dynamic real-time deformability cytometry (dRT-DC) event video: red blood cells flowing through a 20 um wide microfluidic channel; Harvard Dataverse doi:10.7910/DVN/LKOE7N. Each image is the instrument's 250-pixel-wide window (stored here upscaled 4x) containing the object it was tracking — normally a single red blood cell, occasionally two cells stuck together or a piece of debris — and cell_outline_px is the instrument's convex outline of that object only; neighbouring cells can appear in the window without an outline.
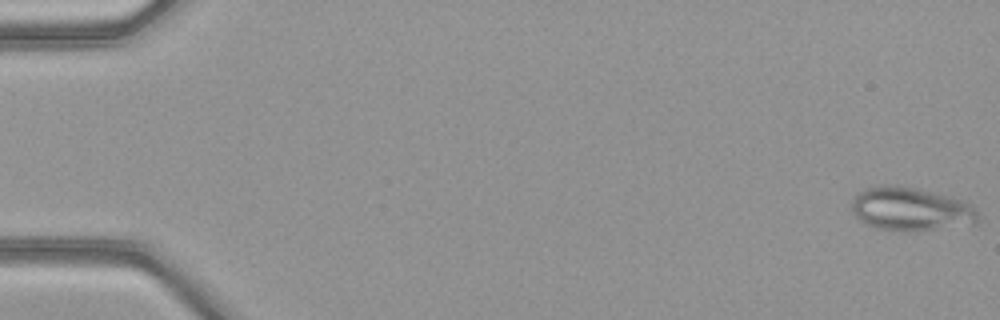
{"species": "common noctule bat (a hibernating species)", "species_latin": "Nyctalus noctula", "temperature_condition": "warm", "stored_images_in_passage": 51, "camera_frame_rate_fps": 3000, "um_per_image_px": 0.085, "animal": {"sex": "female", "body_mass_g": 21.9}, "frame": {"image": 1, "passage_image": 1, "time_ms": 0.0, "image_size_px": [1000, 320], "cell_outline_px": [[980, 216], [976, 224], [928, 228], [880, 228], [868, 224], [860, 220], [852, 212], [852, 200], [856, 192], [880, 184], [896, 184], [920, 188], [952, 196], [964, 200], [980, 212]], "centroid_in_image_um": [77.44, 17.68], "position_along_channel_um": 7.6, "area_um2": 31.56}}
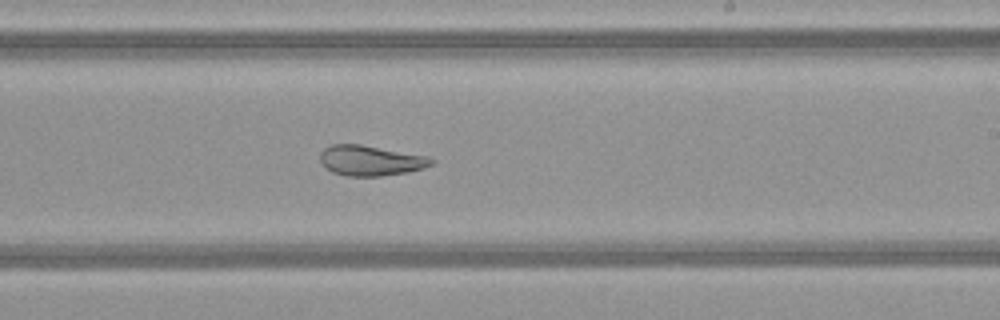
{"frame": {"image": 2, "passage_image": 31, "time_ms": 10.0, "image_size_px": [1000, 320], "cell_outline_px": [[436, 160], [432, 164], [424, 168], [408, 172], [380, 176], [348, 176], [332, 172], [324, 168], [320, 160], [320, 152], [324, 148], [332, 144], [360, 144], [428, 156]], "centroid_in_image_um": [31.49, 13.65], "position_along_channel_um": 257.5, "area_um2": 19.77}}
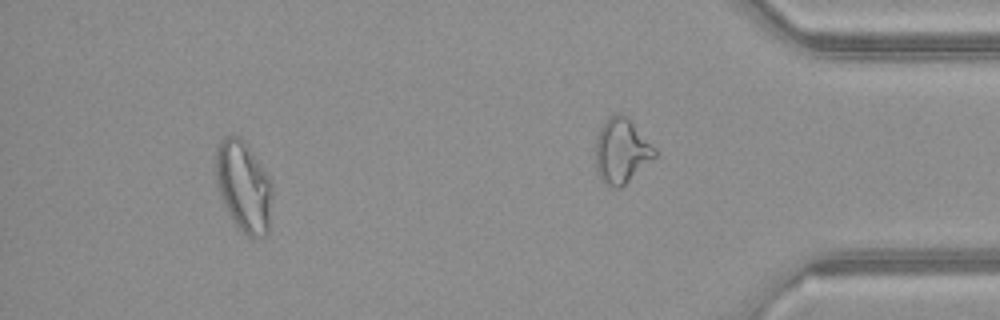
{"frame": {"image": 3, "passage_image": 47, "time_ms": 15.333, "image_size_px": [1000, 320], "cell_outline_px": [[272, 196], [268, 232], [264, 236], [252, 240], [236, 224], [228, 212], [220, 196], [216, 180], [216, 144], [224, 136], [240, 136], [244, 140], [272, 180]], "centroid_in_image_um": [20.72, 15.83], "position_along_channel_um": 414.5, "area_um2": 30.06}, "authors_computed_cell_mechanics": {"area_um2": 26.5302, "velocity_mm_per_s": 4.1427, "shape_relaxation_time_tau1_ms": null, "shape_relaxation_time_tau2_ms": 1.9558, "deformation_change_tau1": null, "deformation_change_tau2": 0.0884}}